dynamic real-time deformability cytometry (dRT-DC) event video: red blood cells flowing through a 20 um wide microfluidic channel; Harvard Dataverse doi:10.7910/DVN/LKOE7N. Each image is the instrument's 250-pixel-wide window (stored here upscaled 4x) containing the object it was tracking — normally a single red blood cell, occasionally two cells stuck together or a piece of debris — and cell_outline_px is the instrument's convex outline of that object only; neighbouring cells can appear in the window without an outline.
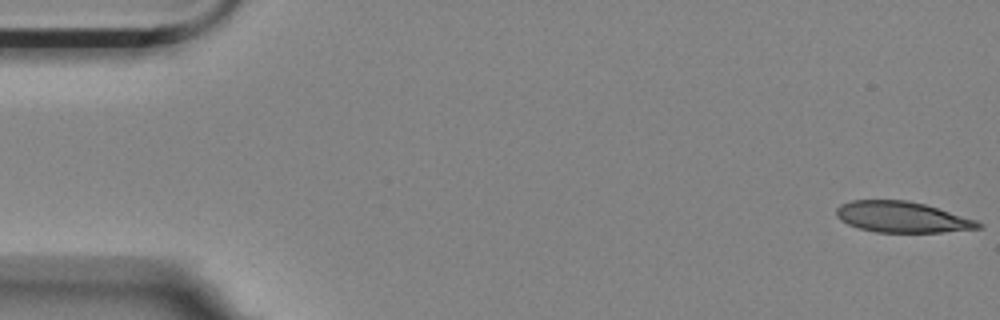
{"species": "Egyptian fruit bat (a non-hibernating species)", "species_latin": "Rousettus aegyptiacus", "temperature_condition": "room temperature", "stored_images_in_passage": 4, "camera_frame_rate_fps": 3000, "um_per_image_px": 0.085, "animal": {"sex": "female"}, "frame": {"image": 1, "passage_image": 1, "time_ms": 0.0, "image_size_px": [1000, 320], "cell_outline_px": [[984, 228], [940, 232], [876, 232], [860, 228], [848, 224], [840, 220], [836, 216], [836, 208], [840, 204], [852, 200], [908, 200], [924, 204], [976, 220], [984, 224]], "centroid_in_image_um": [76.67, 18.45], "position_along_channel_um": 8.3, "area_um2": 25.49}}
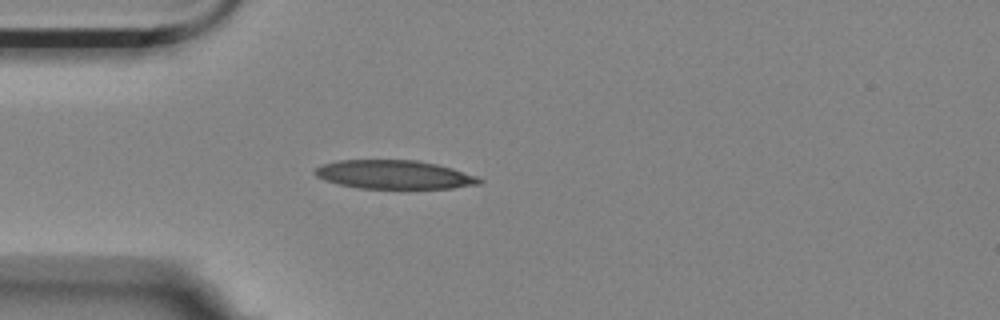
{"frame": {"image": 2, "passage_image": 4, "time_ms": 1.0, "image_size_px": [1000, 320], "cell_outline_px": [[484, 180], [480, 184], [452, 188], [360, 188], [340, 184], [324, 180], [316, 176], [312, 172], [316, 168], [324, 164], [336, 160], [416, 160], [436, 164], [452, 168], [476, 176]], "centroid_in_image_um": [33.5, 14.84], "position_along_channel_um": 51.5, "area_um2": 27.34}}